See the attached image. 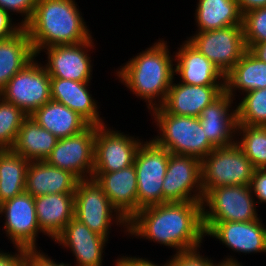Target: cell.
I'll return each instance as SVG.
<instances>
[{
    "mask_svg": "<svg viewBox=\"0 0 266 266\" xmlns=\"http://www.w3.org/2000/svg\"><path fill=\"white\" fill-rule=\"evenodd\" d=\"M128 234L175 253L201 247L206 237L202 202H166L143 208L128 221Z\"/></svg>",
    "mask_w": 266,
    "mask_h": 266,
    "instance_id": "1",
    "label": "cell"
},
{
    "mask_svg": "<svg viewBox=\"0 0 266 266\" xmlns=\"http://www.w3.org/2000/svg\"><path fill=\"white\" fill-rule=\"evenodd\" d=\"M164 38L152 43V46L133 55L122 64L114 75L127 90L140 100H145L151 111L165 101L168 90L174 80V53Z\"/></svg>",
    "mask_w": 266,
    "mask_h": 266,
    "instance_id": "2",
    "label": "cell"
},
{
    "mask_svg": "<svg viewBox=\"0 0 266 266\" xmlns=\"http://www.w3.org/2000/svg\"><path fill=\"white\" fill-rule=\"evenodd\" d=\"M77 6L76 0H37L24 26L36 57L44 48L82 43L93 36Z\"/></svg>",
    "mask_w": 266,
    "mask_h": 266,
    "instance_id": "3",
    "label": "cell"
},
{
    "mask_svg": "<svg viewBox=\"0 0 266 266\" xmlns=\"http://www.w3.org/2000/svg\"><path fill=\"white\" fill-rule=\"evenodd\" d=\"M157 136L151 138L171 154L187 155L202 160L216 147L208 140L198 117L166 113L161 107L150 111Z\"/></svg>",
    "mask_w": 266,
    "mask_h": 266,
    "instance_id": "4",
    "label": "cell"
},
{
    "mask_svg": "<svg viewBox=\"0 0 266 266\" xmlns=\"http://www.w3.org/2000/svg\"><path fill=\"white\" fill-rule=\"evenodd\" d=\"M250 185L211 190L202 201L205 234L218 222H249L260 218Z\"/></svg>",
    "mask_w": 266,
    "mask_h": 266,
    "instance_id": "5",
    "label": "cell"
},
{
    "mask_svg": "<svg viewBox=\"0 0 266 266\" xmlns=\"http://www.w3.org/2000/svg\"><path fill=\"white\" fill-rule=\"evenodd\" d=\"M74 217L93 232L107 239L114 224L128 235V221L112 206L94 179L77 182L74 192Z\"/></svg>",
    "mask_w": 266,
    "mask_h": 266,
    "instance_id": "6",
    "label": "cell"
},
{
    "mask_svg": "<svg viewBox=\"0 0 266 266\" xmlns=\"http://www.w3.org/2000/svg\"><path fill=\"white\" fill-rule=\"evenodd\" d=\"M254 170L236 143L215 148L201 160L203 196L223 186L250 185Z\"/></svg>",
    "mask_w": 266,
    "mask_h": 266,
    "instance_id": "7",
    "label": "cell"
},
{
    "mask_svg": "<svg viewBox=\"0 0 266 266\" xmlns=\"http://www.w3.org/2000/svg\"><path fill=\"white\" fill-rule=\"evenodd\" d=\"M170 154L152 139L140 145L134 161L138 211L163 203L162 185Z\"/></svg>",
    "mask_w": 266,
    "mask_h": 266,
    "instance_id": "8",
    "label": "cell"
},
{
    "mask_svg": "<svg viewBox=\"0 0 266 266\" xmlns=\"http://www.w3.org/2000/svg\"><path fill=\"white\" fill-rule=\"evenodd\" d=\"M37 59L35 57L18 71L0 91L5 101L14 104L28 116L51 100V77Z\"/></svg>",
    "mask_w": 266,
    "mask_h": 266,
    "instance_id": "9",
    "label": "cell"
},
{
    "mask_svg": "<svg viewBox=\"0 0 266 266\" xmlns=\"http://www.w3.org/2000/svg\"><path fill=\"white\" fill-rule=\"evenodd\" d=\"M187 41L226 76L247 50L243 25L195 32Z\"/></svg>",
    "mask_w": 266,
    "mask_h": 266,
    "instance_id": "10",
    "label": "cell"
},
{
    "mask_svg": "<svg viewBox=\"0 0 266 266\" xmlns=\"http://www.w3.org/2000/svg\"><path fill=\"white\" fill-rule=\"evenodd\" d=\"M129 135L109 128L108 124L96 126L93 172H116L134 165L137 151L145 139Z\"/></svg>",
    "mask_w": 266,
    "mask_h": 266,
    "instance_id": "11",
    "label": "cell"
},
{
    "mask_svg": "<svg viewBox=\"0 0 266 266\" xmlns=\"http://www.w3.org/2000/svg\"><path fill=\"white\" fill-rule=\"evenodd\" d=\"M4 216L3 234L14 247L39 250L37 238L40 230L36 217L34 197L23 192L1 203L0 217ZM0 218V219H1Z\"/></svg>",
    "mask_w": 266,
    "mask_h": 266,
    "instance_id": "12",
    "label": "cell"
},
{
    "mask_svg": "<svg viewBox=\"0 0 266 266\" xmlns=\"http://www.w3.org/2000/svg\"><path fill=\"white\" fill-rule=\"evenodd\" d=\"M163 203L202 202L201 160L170 154L162 185Z\"/></svg>",
    "mask_w": 266,
    "mask_h": 266,
    "instance_id": "13",
    "label": "cell"
},
{
    "mask_svg": "<svg viewBox=\"0 0 266 266\" xmlns=\"http://www.w3.org/2000/svg\"><path fill=\"white\" fill-rule=\"evenodd\" d=\"M95 133L96 126L90 125L77 135L58 139L45 161L72 173L78 180L92 179Z\"/></svg>",
    "mask_w": 266,
    "mask_h": 266,
    "instance_id": "14",
    "label": "cell"
},
{
    "mask_svg": "<svg viewBox=\"0 0 266 266\" xmlns=\"http://www.w3.org/2000/svg\"><path fill=\"white\" fill-rule=\"evenodd\" d=\"M94 41L92 36L82 43L55 45L42 49L40 53L44 52L47 55L44 66L48 75L51 78L91 82L94 65L88 53L96 48Z\"/></svg>",
    "mask_w": 266,
    "mask_h": 266,
    "instance_id": "15",
    "label": "cell"
},
{
    "mask_svg": "<svg viewBox=\"0 0 266 266\" xmlns=\"http://www.w3.org/2000/svg\"><path fill=\"white\" fill-rule=\"evenodd\" d=\"M53 241L70 250L76 260L75 266H103L104 248L109 243V239L93 232L75 217Z\"/></svg>",
    "mask_w": 266,
    "mask_h": 266,
    "instance_id": "16",
    "label": "cell"
},
{
    "mask_svg": "<svg viewBox=\"0 0 266 266\" xmlns=\"http://www.w3.org/2000/svg\"><path fill=\"white\" fill-rule=\"evenodd\" d=\"M205 236L216 238L233 253H266V225L261 218L249 222H218Z\"/></svg>",
    "mask_w": 266,
    "mask_h": 266,
    "instance_id": "17",
    "label": "cell"
},
{
    "mask_svg": "<svg viewBox=\"0 0 266 266\" xmlns=\"http://www.w3.org/2000/svg\"><path fill=\"white\" fill-rule=\"evenodd\" d=\"M235 99L226 91L213 103L206 106L198 117L208 140L216 147H227L236 143L237 109ZM232 108V109H231Z\"/></svg>",
    "mask_w": 266,
    "mask_h": 266,
    "instance_id": "18",
    "label": "cell"
},
{
    "mask_svg": "<svg viewBox=\"0 0 266 266\" xmlns=\"http://www.w3.org/2000/svg\"><path fill=\"white\" fill-rule=\"evenodd\" d=\"M224 92L225 86L190 85L177 82L174 78L160 107L169 114L199 117L202 110Z\"/></svg>",
    "mask_w": 266,
    "mask_h": 266,
    "instance_id": "19",
    "label": "cell"
},
{
    "mask_svg": "<svg viewBox=\"0 0 266 266\" xmlns=\"http://www.w3.org/2000/svg\"><path fill=\"white\" fill-rule=\"evenodd\" d=\"M174 51V75L190 85L225 86V76L187 40Z\"/></svg>",
    "mask_w": 266,
    "mask_h": 266,
    "instance_id": "20",
    "label": "cell"
},
{
    "mask_svg": "<svg viewBox=\"0 0 266 266\" xmlns=\"http://www.w3.org/2000/svg\"><path fill=\"white\" fill-rule=\"evenodd\" d=\"M112 206L129 221L137 212V176L134 165L116 172H93Z\"/></svg>",
    "mask_w": 266,
    "mask_h": 266,
    "instance_id": "21",
    "label": "cell"
},
{
    "mask_svg": "<svg viewBox=\"0 0 266 266\" xmlns=\"http://www.w3.org/2000/svg\"><path fill=\"white\" fill-rule=\"evenodd\" d=\"M91 83L51 78V100L75 111L90 125L101 126L106 124V121L105 117L100 116V106L89 89Z\"/></svg>",
    "mask_w": 266,
    "mask_h": 266,
    "instance_id": "22",
    "label": "cell"
},
{
    "mask_svg": "<svg viewBox=\"0 0 266 266\" xmlns=\"http://www.w3.org/2000/svg\"><path fill=\"white\" fill-rule=\"evenodd\" d=\"M78 181L72 173L46 161H30L26 172L25 192L33 197L74 193Z\"/></svg>",
    "mask_w": 266,
    "mask_h": 266,
    "instance_id": "23",
    "label": "cell"
},
{
    "mask_svg": "<svg viewBox=\"0 0 266 266\" xmlns=\"http://www.w3.org/2000/svg\"><path fill=\"white\" fill-rule=\"evenodd\" d=\"M34 200L42 235L54 240L74 217V193L40 195Z\"/></svg>",
    "mask_w": 266,
    "mask_h": 266,
    "instance_id": "24",
    "label": "cell"
},
{
    "mask_svg": "<svg viewBox=\"0 0 266 266\" xmlns=\"http://www.w3.org/2000/svg\"><path fill=\"white\" fill-rule=\"evenodd\" d=\"M30 116L58 139L77 135L90 126L78 113L53 100L39 107Z\"/></svg>",
    "mask_w": 266,
    "mask_h": 266,
    "instance_id": "25",
    "label": "cell"
},
{
    "mask_svg": "<svg viewBox=\"0 0 266 266\" xmlns=\"http://www.w3.org/2000/svg\"><path fill=\"white\" fill-rule=\"evenodd\" d=\"M35 57L25 27H22L13 36L0 40V91L18 71H21Z\"/></svg>",
    "mask_w": 266,
    "mask_h": 266,
    "instance_id": "26",
    "label": "cell"
},
{
    "mask_svg": "<svg viewBox=\"0 0 266 266\" xmlns=\"http://www.w3.org/2000/svg\"><path fill=\"white\" fill-rule=\"evenodd\" d=\"M262 88H266V63L247 49L225 76V91L236 100V91L243 95Z\"/></svg>",
    "mask_w": 266,
    "mask_h": 266,
    "instance_id": "27",
    "label": "cell"
},
{
    "mask_svg": "<svg viewBox=\"0 0 266 266\" xmlns=\"http://www.w3.org/2000/svg\"><path fill=\"white\" fill-rule=\"evenodd\" d=\"M195 32L222 29L242 25L243 15L236 0H197Z\"/></svg>",
    "mask_w": 266,
    "mask_h": 266,
    "instance_id": "28",
    "label": "cell"
},
{
    "mask_svg": "<svg viewBox=\"0 0 266 266\" xmlns=\"http://www.w3.org/2000/svg\"><path fill=\"white\" fill-rule=\"evenodd\" d=\"M58 138L27 116L19 129L12 150L28 161H45Z\"/></svg>",
    "mask_w": 266,
    "mask_h": 266,
    "instance_id": "29",
    "label": "cell"
},
{
    "mask_svg": "<svg viewBox=\"0 0 266 266\" xmlns=\"http://www.w3.org/2000/svg\"><path fill=\"white\" fill-rule=\"evenodd\" d=\"M30 161L12 149L0 150V201L25 192L26 172Z\"/></svg>",
    "mask_w": 266,
    "mask_h": 266,
    "instance_id": "30",
    "label": "cell"
},
{
    "mask_svg": "<svg viewBox=\"0 0 266 266\" xmlns=\"http://www.w3.org/2000/svg\"><path fill=\"white\" fill-rule=\"evenodd\" d=\"M236 144L255 169L266 168V126L237 125Z\"/></svg>",
    "mask_w": 266,
    "mask_h": 266,
    "instance_id": "31",
    "label": "cell"
},
{
    "mask_svg": "<svg viewBox=\"0 0 266 266\" xmlns=\"http://www.w3.org/2000/svg\"><path fill=\"white\" fill-rule=\"evenodd\" d=\"M237 109L238 125L266 126V88L243 94Z\"/></svg>",
    "mask_w": 266,
    "mask_h": 266,
    "instance_id": "32",
    "label": "cell"
},
{
    "mask_svg": "<svg viewBox=\"0 0 266 266\" xmlns=\"http://www.w3.org/2000/svg\"><path fill=\"white\" fill-rule=\"evenodd\" d=\"M27 116L20 108L0 96V150L13 148Z\"/></svg>",
    "mask_w": 266,
    "mask_h": 266,
    "instance_id": "33",
    "label": "cell"
},
{
    "mask_svg": "<svg viewBox=\"0 0 266 266\" xmlns=\"http://www.w3.org/2000/svg\"><path fill=\"white\" fill-rule=\"evenodd\" d=\"M242 25L247 49L256 43L266 42V7L245 13Z\"/></svg>",
    "mask_w": 266,
    "mask_h": 266,
    "instance_id": "34",
    "label": "cell"
},
{
    "mask_svg": "<svg viewBox=\"0 0 266 266\" xmlns=\"http://www.w3.org/2000/svg\"><path fill=\"white\" fill-rule=\"evenodd\" d=\"M200 250L201 247H198L192 250L174 253L168 259L169 266H215L217 264V261L211 259V257L202 256Z\"/></svg>",
    "mask_w": 266,
    "mask_h": 266,
    "instance_id": "35",
    "label": "cell"
},
{
    "mask_svg": "<svg viewBox=\"0 0 266 266\" xmlns=\"http://www.w3.org/2000/svg\"><path fill=\"white\" fill-rule=\"evenodd\" d=\"M37 0H0V8L10 15H20L19 23L24 27L31 19ZM13 12V13H12Z\"/></svg>",
    "mask_w": 266,
    "mask_h": 266,
    "instance_id": "36",
    "label": "cell"
},
{
    "mask_svg": "<svg viewBox=\"0 0 266 266\" xmlns=\"http://www.w3.org/2000/svg\"><path fill=\"white\" fill-rule=\"evenodd\" d=\"M250 188L257 205L266 204V168L254 170Z\"/></svg>",
    "mask_w": 266,
    "mask_h": 266,
    "instance_id": "37",
    "label": "cell"
},
{
    "mask_svg": "<svg viewBox=\"0 0 266 266\" xmlns=\"http://www.w3.org/2000/svg\"><path fill=\"white\" fill-rule=\"evenodd\" d=\"M42 250H27L24 266H72L70 263H57Z\"/></svg>",
    "mask_w": 266,
    "mask_h": 266,
    "instance_id": "38",
    "label": "cell"
},
{
    "mask_svg": "<svg viewBox=\"0 0 266 266\" xmlns=\"http://www.w3.org/2000/svg\"><path fill=\"white\" fill-rule=\"evenodd\" d=\"M12 17L7 11L0 8V40L13 36L23 27L19 22L16 23Z\"/></svg>",
    "mask_w": 266,
    "mask_h": 266,
    "instance_id": "39",
    "label": "cell"
},
{
    "mask_svg": "<svg viewBox=\"0 0 266 266\" xmlns=\"http://www.w3.org/2000/svg\"><path fill=\"white\" fill-rule=\"evenodd\" d=\"M14 249L16 251L10 253L0 249V266H24L27 249L20 247H15Z\"/></svg>",
    "mask_w": 266,
    "mask_h": 266,
    "instance_id": "40",
    "label": "cell"
},
{
    "mask_svg": "<svg viewBox=\"0 0 266 266\" xmlns=\"http://www.w3.org/2000/svg\"><path fill=\"white\" fill-rule=\"evenodd\" d=\"M122 255V256H121ZM119 257H117V259H115V262L113 264H115L114 266H169V261L168 259L166 260V262H163L164 264H158L155 263L151 260H149L148 258H140V257H136V256H131L130 257L128 255L124 256L123 254H121Z\"/></svg>",
    "mask_w": 266,
    "mask_h": 266,
    "instance_id": "41",
    "label": "cell"
},
{
    "mask_svg": "<svg viewBox=\"0 0 266 266\" xmlns=\"http://www.w3.org/2000/svg\"><path fill=\"white\" fill-rule=\"evenodd\" d=\"M236 2L242 15L254 9L266 7V0H236Z\"/></svg>",
    "mask_w": 266,
    "mask_h": 266,
    "instance_id": "42",
    "label": "cell"
},
{
    "mask_svg": "<svg viewBox=\"0 0 266 266\" xmlns=\"http://www.w3.org/2000/svg\"><path fill=\"white\" fill-rule=\"evenodd\" d=\"M248 50L259 60L266 63V42L256 43Z\"/></svg>",
    "mask_w": 266,
    "mask_h": 266,
    "instance_id": "43",
    "label": "cell"
},
{
    "mask_svg": "<svg viewBox=\"0 0 266 266\" xmlns=\"http://www.w3.org/2000/svg\"><path fill=\"white\" fill-rule=\"evenodd\" d=\"M215 266H243L242 262H239L238 259L234 258V255H227L222 261H218Z\"/></svg>",
    "mask_w": 266,
    "mask_h": 266,
    "instance_id": "44",
    "label": "cell"
}]
</instances>
